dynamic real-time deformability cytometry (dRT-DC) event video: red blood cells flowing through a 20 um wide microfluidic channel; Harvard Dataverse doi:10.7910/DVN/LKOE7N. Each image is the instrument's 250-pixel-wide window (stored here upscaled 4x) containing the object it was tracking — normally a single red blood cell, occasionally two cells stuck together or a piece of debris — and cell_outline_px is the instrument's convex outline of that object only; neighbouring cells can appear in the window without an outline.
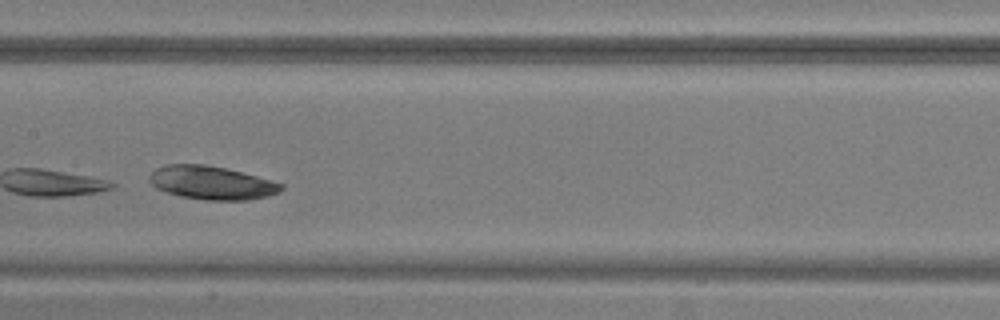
{"species": "common noctule bat (a hibernating species)", "species_latin": "Nyctalus noctula", "temperature_condition": "warm", "stored_images_in_passage": 6, "segment_of_instrument_passage": [1, 2], "camera_frame_rate_fps": 3000, "um_per_image_px": 0.085, "animal": {"sex": "male", "body_mass_g": 20.5, "forearm_length_mm": 52.5}, "frame": {"image": 1, "passage_image": 4, "time_ms": 3.333, "image_size_px": [1000, 320], "cell_outline_px": [[284, 188], [280, 192], [268, 196], [248, 200], [208, 200], [180, 196], [156, 188], [148, 180], [148, 176], [156, 168], [164, 164], [204, 164], [224, 168], [256, 176], [284, 184]], "centroid_in_image_um": [17.98, 15.53], "position_along_channel_um": 189.4, "area_um2": 25.61}}
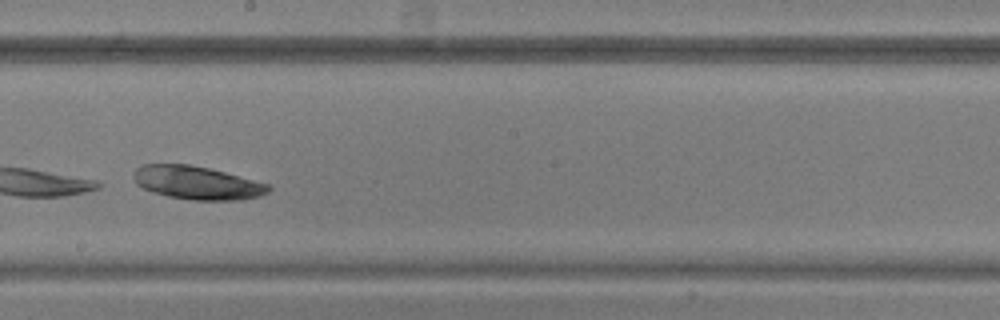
{"frame": {"image": 2, "passage_image": 5, "time_ms": 4.333, "image_size_px": [1000, 320], "cell_outline_px": [[272, 188], [268, 192], [260, 196], [244, 200], [192, 200], [168, 196], [152, 192], [136, 184], [132, 176], [136, 168], [140, 164], [188, 164], [208, 168], [224, 172], [268, 184]], "centroid_in_image_um": [16.72, 15.54], "position_along_channel_um": 231.5, "area_um2": 26.18}}